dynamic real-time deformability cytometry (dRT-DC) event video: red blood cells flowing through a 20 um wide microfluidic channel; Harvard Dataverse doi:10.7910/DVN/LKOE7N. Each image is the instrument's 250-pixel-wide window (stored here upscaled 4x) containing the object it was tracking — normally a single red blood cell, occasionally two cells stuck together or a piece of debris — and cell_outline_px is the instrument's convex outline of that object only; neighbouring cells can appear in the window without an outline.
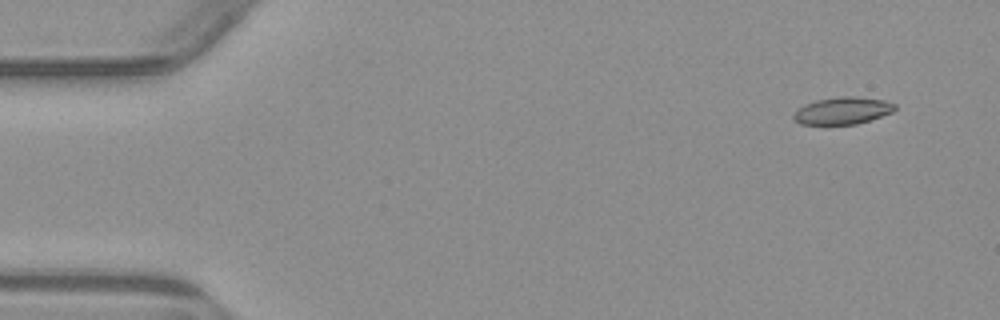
{"species": "common noctule bat (a hibernating species)", "species_latin": "Nyctalus noctula", "temperature_condition": "warm", "stored_images_in_passage": 5, "camera_frame_rate_fps": 3000, "um_per_image_px": 0.085, "animal": {"sex": "male", "body_mass_g": 23.1, "forearm_length_mm": 52.7}, "frame": {"image": 1, "passage_image": 1, "time_ms": 0.0, "image_size_px": [1000, 320], "cell_outline_px": [[896, 108], [892, 112], [856, 124], [800, 124], [792, 116], [804, 104], [816, 100], [840, 96], [856, 96], [884, 100], [896, 104]], "centroid_in_image_um": [71.63, 9.39], "position_along_channel_um": 13.4, "area_um2": 15.84}}
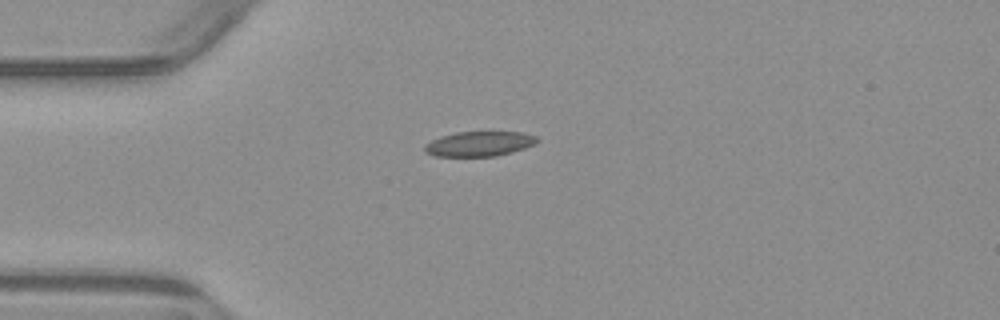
{"frame": {"image": 2, "passage_image": 3, "time_ms": 3.333, "image_size_px": [1000, 320], "cell_outline_px": [[540, 140], [536, 144], [512, 152], [496, 156], [432, 156], [424, 152], [424, 144], [440, 136], [456, 132], [488, 128], [520, 132], [536, 136]], "centroid_in_image_um": [40.76, 12.17], "position_along_channel_um": 44.2, "area_um2": 17.34}}
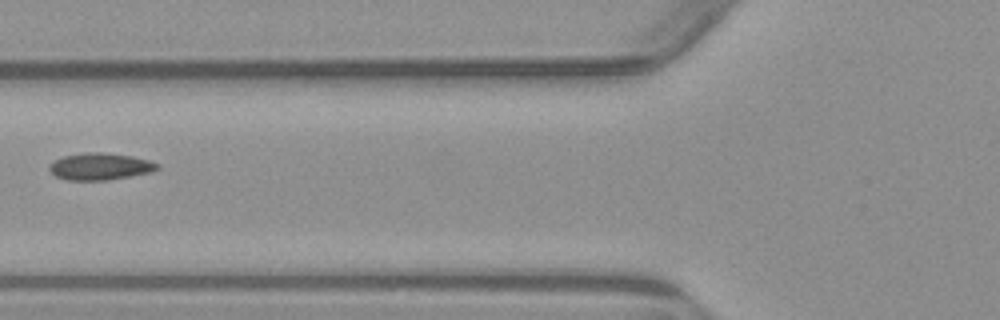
{"frame": {"image": 3, "passage_image": 5, "time_ms": 5.667, "image_size_px": [1000, 320], "cell_outline_px": [[160, 168], [152, 172], [108, 180], [68, 180], [56, 176], [48, 168], [48, 164], [64, 156], [88, 152], [104, 152], [132, 156], [148, 160], [160, 164]], "centroid_in_image_um": [8.54, 14.15], "position_along_channel_um": 117.3, "area_um2": 16.94}}